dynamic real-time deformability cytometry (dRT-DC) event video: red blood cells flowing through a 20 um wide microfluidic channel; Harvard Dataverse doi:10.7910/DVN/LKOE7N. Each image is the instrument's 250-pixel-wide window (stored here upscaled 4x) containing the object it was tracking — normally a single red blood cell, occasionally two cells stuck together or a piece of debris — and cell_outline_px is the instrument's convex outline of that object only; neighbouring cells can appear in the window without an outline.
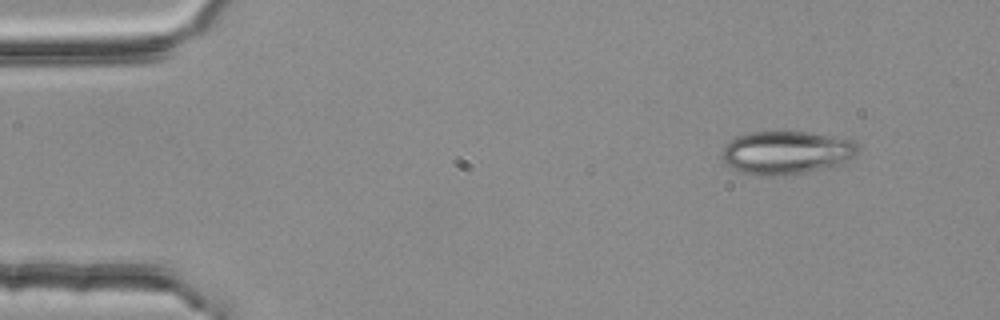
{"species": "common noctule bat (a hibernating species)", "species_latin": "Nyctalus noctula", "temperature_condition": "room temperature", "stored_images_in_passage": 3, "camera_frame_rate_fps": 3000, "um_per_image_px": 0.085, "animal": {"sex": "female", "body_mass_g": 25.1}, "frame": {"image": 1, "passage_image": 1, "time_ms": 0.0, "image_size_px": [1000, 320], "cell_outline_px": [[856, 156], [844, 164], [800, 172], [744, 172], [732, 168], [724, 164], [724, 144], [736, 136], [752, 132], [808, 132], [856, 140]], "centroid_in_image_um": [66.9, 12.9], "position_along_channel_um": 18.1, "area_um2": 33.0}}